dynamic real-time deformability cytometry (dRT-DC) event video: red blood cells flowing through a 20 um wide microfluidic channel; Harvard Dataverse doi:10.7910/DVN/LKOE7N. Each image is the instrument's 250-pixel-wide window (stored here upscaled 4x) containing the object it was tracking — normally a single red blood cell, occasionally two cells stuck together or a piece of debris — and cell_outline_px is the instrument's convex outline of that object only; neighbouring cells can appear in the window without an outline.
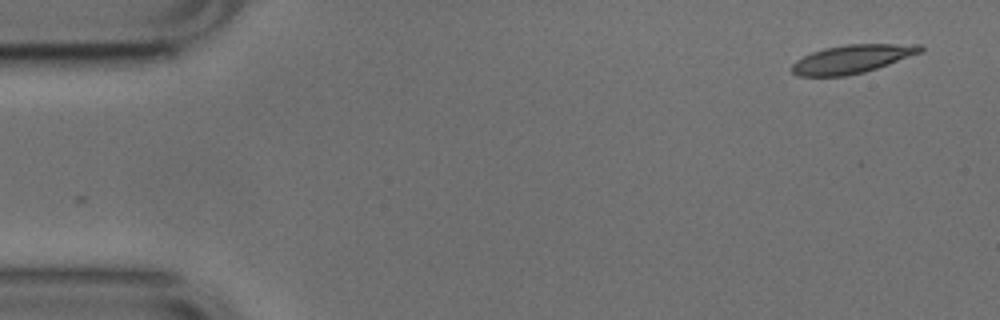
{"species": "common noctule bat (a hibernating species)", "species_latin": "Nyctalus noctula", "temperature_condition": "cold", "stored_images_in_passage": 51, "camera_frame_rate_fps": 3000, "um_per_image_px": 0.085, "animal": {"sex": "male", "body_mass_g": 17.9, "forearm_length_mm": 54.2}, "frame": {"image": 1, "passage_image": 1, "time_ms": 0.0, "image_size_px": [1000, 320], "cell_outline_px": [[924, 52], [864, 72], [844, 76], [796, 76], [792, 72], [792, 64], [796, 60], [812, 52], [824, 48], [848, 44], [920, 44], [924, 48]], "centroid_in_image_um": [72.44, 5.01], "position_along_channel_um": 12.6, "area_um2": 21.27}}
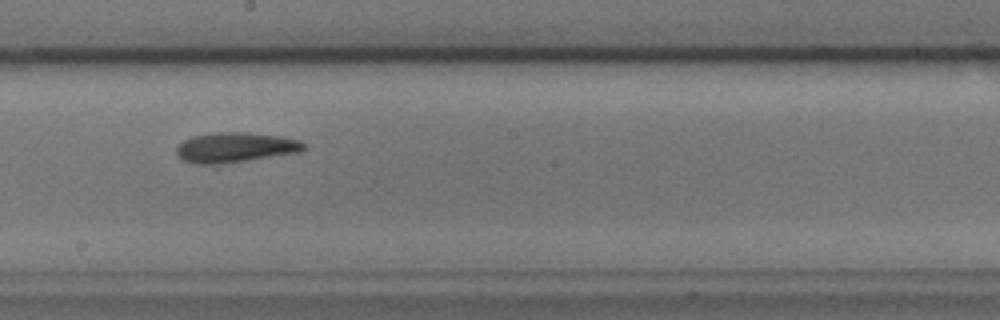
{"frame": {"image": 2, "passage_image": 27, "time_ms": 8.667, "image_size_px": [1000, 320], "cell_outline_px": [[308, 148], [300, 152], [224, 164], [192, 164], [180, 160], [176, 152], [176, 148], [184, 140], [192, 136], [212, 132], [248, 132], [280, 136], [300, 140], [308, 144]], "centroid_in_image_um": [20.01, 12.53], "position_along_channel_um": 228.2, "area_um2": 22.77}}
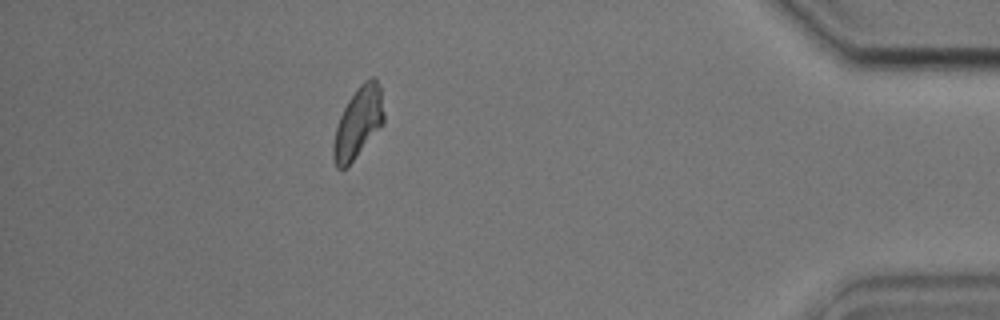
{"frame": {"image": 3, "passage_image": 45, "time_ms": 14.667, "image_size_px": [1000, 320], "cell_outline_px": [[384, 124], [352, 160], [344, 168], [336, 168], [332, 156], [332, 144], [336, 128], [340, 116], [348, 100], [356, 88], [364, 80], [372, 76], [376, 76], [380, 84], [384, 112]], "centroid_in_image_um": [30.45, 10.36], "position_along_channel_um": 404.7, "area_um2": 20.87}, "authors_computed_cell_mechanics": {"area_um2": 21.5016, "velocity_mm_per_s": 3.7504, "shape_relaxation_time_tau1_ms": 3.8189, "shape_relaxation_time_tau2_ms": 7.5739, "deformation_change_tau1": 0.1255, "deformation_change_tau2": 0.1643}}